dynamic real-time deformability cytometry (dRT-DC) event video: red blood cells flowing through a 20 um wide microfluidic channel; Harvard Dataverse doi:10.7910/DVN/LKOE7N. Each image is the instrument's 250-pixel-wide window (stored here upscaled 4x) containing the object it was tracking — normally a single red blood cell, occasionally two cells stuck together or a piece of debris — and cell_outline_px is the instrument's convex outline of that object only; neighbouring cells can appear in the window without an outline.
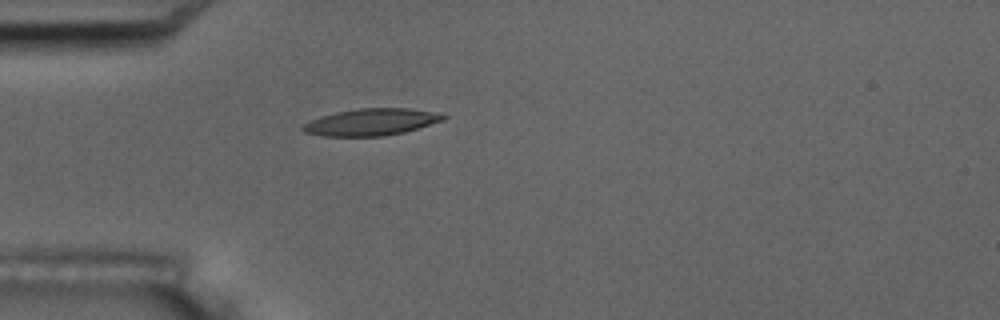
{"species": "common noctule bat (a hibernating species)", "species_latin": "Nyctalus noctula", "temperature_condition": "room temperature", "stored_images_in_passage": 1, "camera_frame_rate_fps": 3000, "um_per_image_px": 0.085, "animal": {"sex": "male", "body_mass_g": 17.5, "forearm_length_mm": 52.3}, "frame": {"image": 1, "passage_image": 1, "time_ms": 0.0, "image_size_px": [1000, 320], "cell_outline_px": [[448, 116], [444, 120], [404, 132], [384, 136], [324, 136], [304, 132], [300, 128], [304, 124], [320, 116], [336, 112], [360, 108], [408, 108], [432, 112]], "centroid_in_image_um": [31.53, 10.37], "position_along_channel_um": 53.5, "area_um2": 21.79}}